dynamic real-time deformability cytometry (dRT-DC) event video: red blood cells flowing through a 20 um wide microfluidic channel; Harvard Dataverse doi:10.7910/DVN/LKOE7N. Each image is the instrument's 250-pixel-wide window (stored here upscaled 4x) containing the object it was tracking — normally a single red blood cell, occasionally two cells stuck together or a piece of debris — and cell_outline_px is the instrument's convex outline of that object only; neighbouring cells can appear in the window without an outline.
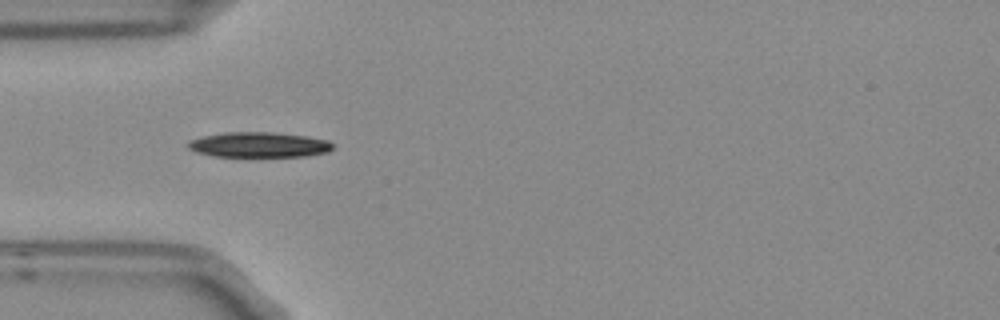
{"species": "Egyptian fruit bat (a non-hibernating species)", "species_latin": "Rousettus aegyptiacus", "temperature_condition": "room temperature", "stored_images_in_passage": 8, "camera_frame_rate_fps": 3000, "um_per_image_px": 0.085, "frame": {"image": 1, "passage_image": 3, "time_ms": 0.667, "image_size_px": [1000, 320], "cell_outline_px": [[332, 148], [328, 152], [308, 156], [212, 156], [196, 152], [188, 148], [184, 144], [188, 140], [200, 136], [224, 132], [272, 132], [308, 136], [328, 140], [332, 144]], "centroid_in_image_um": [21.95, 12.29], "position_along_channel_um": 63.1, "area_um2": 21.5}}
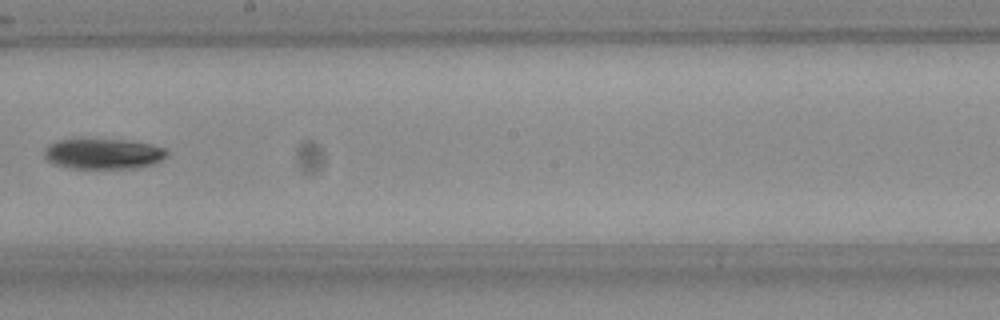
{"frame": {"image": 2, "passage_image": 7, "time_ms": 2.0, "image_size_px": [1000, 320], "cell_outline_px": [[168, 156], [152, 164], [136, 168], [72, 168], [52, 164], [44, 156], [44, 148], [48, 144], [56, 140], [80, 136], [120, 140], [148, 144], [164, 148], [168, 152]], "centroid_in_image_um": [8.68, 13.03], "position_along_channel_um": 239.5, "area_um2": 22.43}}
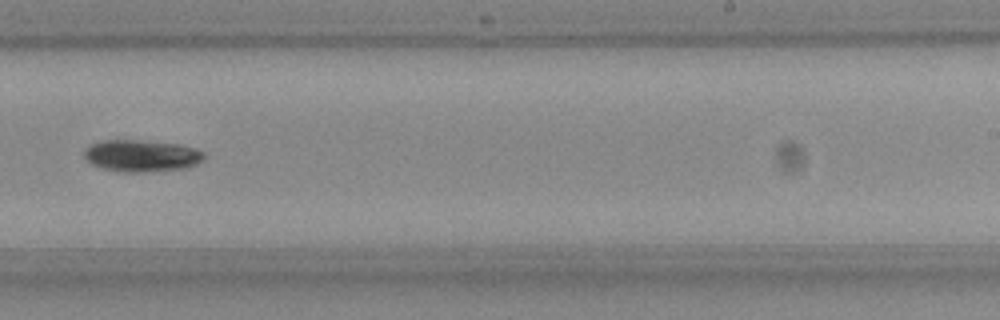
{"frame": {"image": 3, "passage_image": 8, "time_ms": 2.333, "image_size_px": [1000, 320], "cell_outline_px": [[208, 156], [204, 160], [196, 164], [184, 168], [140, 172], [120, 172], [104, 168], [92, 164], [84, 156], [84, 148], [92, 144], [104, 140], [136, 140], [180, 144], [196, 148], [204, 152]], "centroid_in_image_um": [12.07, 13.23], "position_along_channel_um": 276.9, "area_um2": 22.25}}